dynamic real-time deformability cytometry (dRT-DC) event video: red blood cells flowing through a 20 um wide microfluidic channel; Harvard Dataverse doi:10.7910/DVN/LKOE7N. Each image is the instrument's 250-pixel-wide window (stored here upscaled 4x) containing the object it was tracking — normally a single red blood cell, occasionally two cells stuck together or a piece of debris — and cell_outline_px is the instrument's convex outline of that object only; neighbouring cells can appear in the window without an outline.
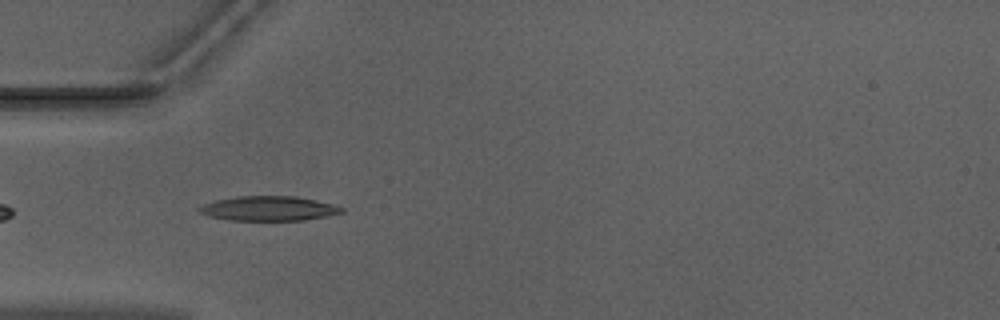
{"species": "Egyptian fruit bat (a non-hibernating species)", "species_latin": "Rousettus aegyptiacus", "temperature_condition": "warm", "stored_images_in_passage": 30, "camera_frame_rate_fps": 3000, "um_per_image_px": 0.085, "animal": {"sex": "male"}, "frame": {"image": 1, "passage_image": 3, "time_ms": 0.667, "image_size_px": [1000, 320], "cell_outline_px": [[344, 212], [328, 216], [304, 220], [228, 220], [208, 216], [200, 212], [196, 208], [204, 204], [216, 200], [236, 196], [296, 196], [316, 200], [332, 204], [344, 208]], "centroid_in_image_um": [22.84, 17.72], "position_along_channel_um": 62.2, "area_um2": 20.46}}
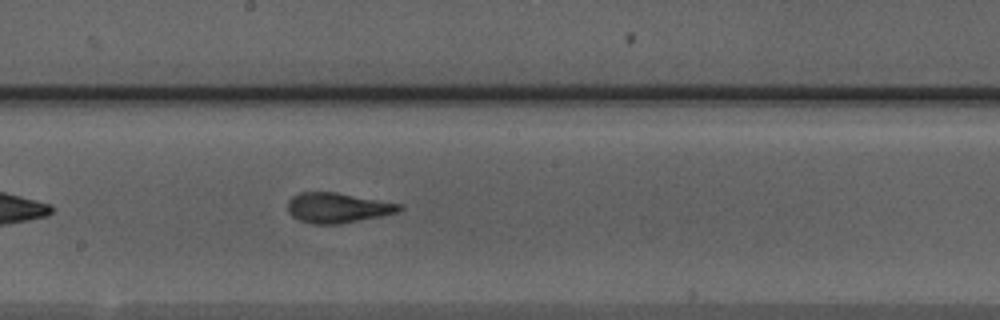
{"frame": {"image": 2, "passage_image": 15, "time_ms": 4.667, "image_size_px": [1000, 320], "cell_outline_px": [[404, 208], [396, 212], [380, 216], [340, 224], [312, 224], [300, 220], [292, 216], [288, 212], [288, 200], [292, 196], [300, 192], [336, 192], [404, 204]], "centroid_in_image_um": [28.7, 17.65], "position_along_channel_um": 219.5, "area_um2": 19.65}}
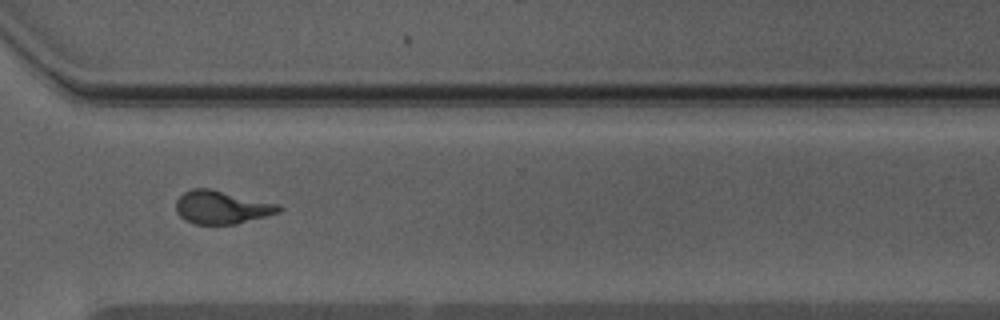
{"frame": {"image": 3, "passage_image": 25, "time_ms": 8.0, "image_size_px": [1000, 320], "cell_outline_px": [[284, 208], [280, 212], [236, 224], [196, 224], [184, 220], [176, 212], [176, 200], [184, 192], [192, 188], [208, 188], [280, 204]], "centroid_in_image_um": [18.85, 17.62], "position_along_channel_um": 351.8, "area_um2": 19.88}, "authors_computed_cell_mechanics": {"area_um2": 19.8543, "velocity_mm_per_s": 3.9752, "shape_relaxation_time_tau1_ms": 3.679, "shape_relaxation_time_tau2_ms": 0.9747, "deformation_change_tau1": 0.2105, "deformation_change_tau2": 0.0841}}